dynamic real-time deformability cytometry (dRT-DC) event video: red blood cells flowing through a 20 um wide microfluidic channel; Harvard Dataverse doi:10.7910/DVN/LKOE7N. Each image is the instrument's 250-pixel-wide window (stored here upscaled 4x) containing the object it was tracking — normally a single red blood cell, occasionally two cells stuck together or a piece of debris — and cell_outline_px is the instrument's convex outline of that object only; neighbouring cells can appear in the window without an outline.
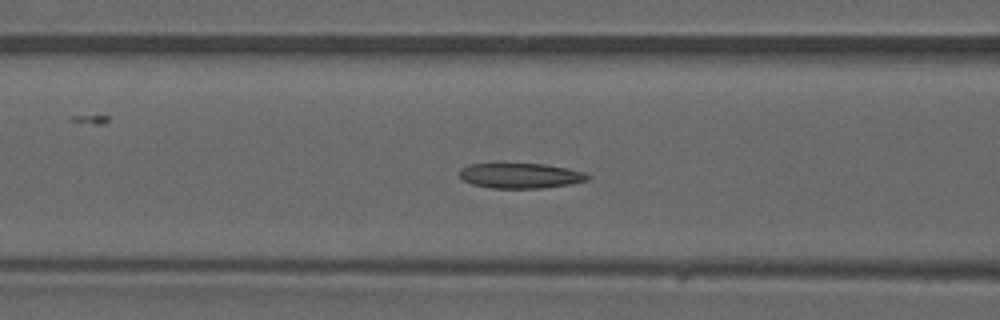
{"species": "common noctule bat (a hibernating species)", "species_latin": "Nyctalus noctula", "temperature_condition": "warm", "stored_images_in_passage": 46, "camera_frame_rate_fps": 3000, "um_per_image_px": 0.085, "animal": {"sex": "male", "forearm_length_mm": 52.5}, "frame": {"image": 1, "passage_image": 18, "time_ms": 5.667, "image_size_px": [1000, 320], "cell_outline_px": [[588, 180], [568, 184], [544, 188], [492, 188], [472, 184], [460, 180], [460, 168], [468, 164], [496, 160], [544, 164], [568, 168], [584, 172], [588, 176]], "centroid_in_image_um": [44.11, 14.87], "position_along_channel_um": 122.5, "area_um2": 19.83}}
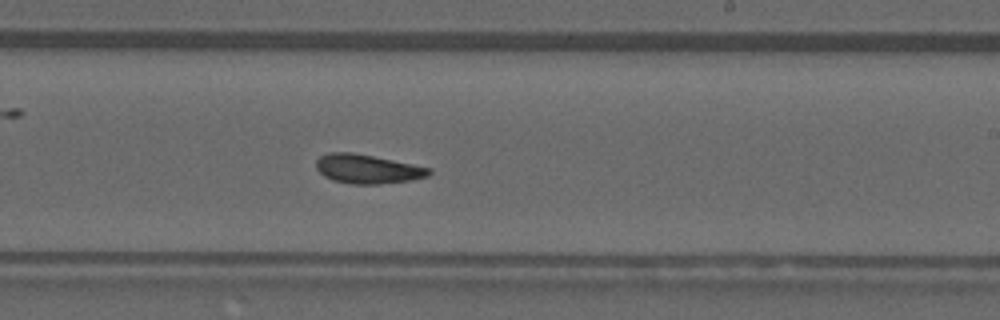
{"frame": {"image": 2, "passage_image": 27, "time_ms": 8.667, "image_size_px": [1000, 320], "cell_outline_px": [[432, 172], [428, 176], [412, 180], [380, 184], [352, 184], [332, 180], [324, 176], [316, 168], [316, 160], [320, 156], [328, 152], [352, 152], [432, 168]], "centroid_in_image_um": [31.23, 14.36], "position_along_channel_um": 257.8, "area_um2": 19.13}}
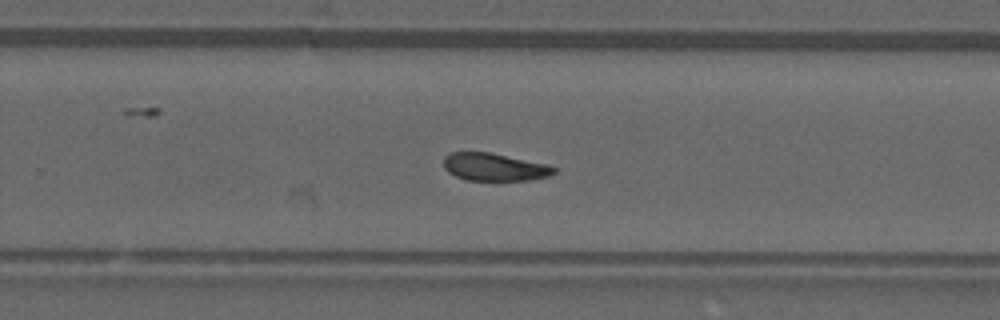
{"frame": {"image": 3, "passage_image": 29, "time_ms": 9.333, "image_size_px": [1000, 320], "cell_outline_px": [[556, 172], [548, 176], [528, 180], [468, 180], [456, 176], [448, 172], [444, 168], [444, 156], [448, 152], [488, 152], [548, 164], [556, 168]], "centroid_in_image_um": [42.01, 14.19], "position_along_channel_um": 287.8, "area_um2": 17.74}}